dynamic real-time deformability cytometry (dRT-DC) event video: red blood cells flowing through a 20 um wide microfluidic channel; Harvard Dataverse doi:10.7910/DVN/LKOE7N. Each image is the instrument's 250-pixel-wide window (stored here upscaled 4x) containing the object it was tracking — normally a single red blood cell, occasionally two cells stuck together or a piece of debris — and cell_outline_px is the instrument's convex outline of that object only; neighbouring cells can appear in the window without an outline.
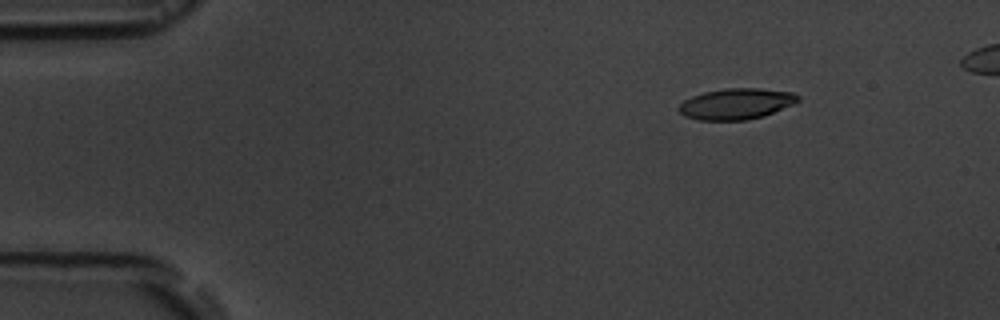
{"species": "common noctule bat (a hibernating species)", "species_latin": "Nyctalus noctula", "temperature_condition": "room temperature", "stored_images_in_passage": 7, "camera_frame_rate_fps": 3000, "um_per_image_px": 0.085, "animal": {"sex": "male", "body_mass_g": 19.5, "forearm_length_mm": 54.6}, "frame": {"image": 1, "passage_image": 1, "time_ms": 0.0, "image_size_px": [1000, 320], "cell_outline_px": [[800, 100], [792, 104], [764, 116], [748, 120], [700, 120], [684, 116], [676, 108], [684, 100], [692, 96], [704, 92], [724, 88], [760, 88], [792, 92], [800, 96]], "centroid_in_image_um": [62.57, 8.82], "position_along_channel_um": 22.4, "area_um2": 21.56}}
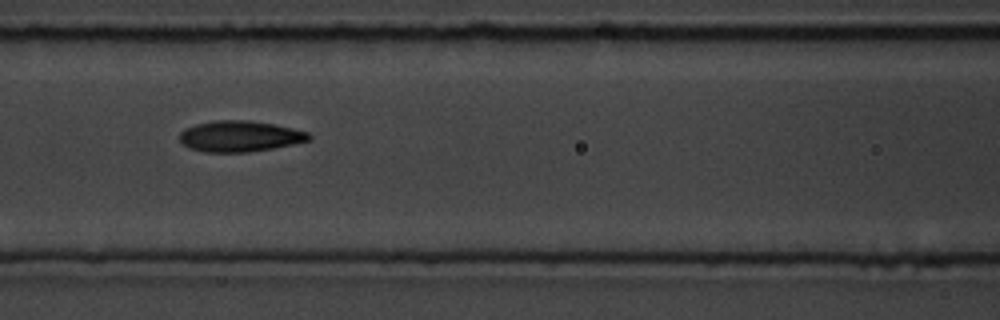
{"frame": {"image": 2, "passage_image": 6, "time_ms": 5.667, "image_size_px": [1000, 320], "cell_outline_px": [[312, 140], [272, 148], [248, 152], [204, 152], [188, 148], [180, 140], [180, 132], [184, 128], [196, 124], [216, 120], [248, 120], [272, 124], [292, 128], [308, 132], [312, 136]], "centroid_in_image_um": [20.38, 11.58], "position_along_channel_um": 146.2, "area_um2": 23.29}}
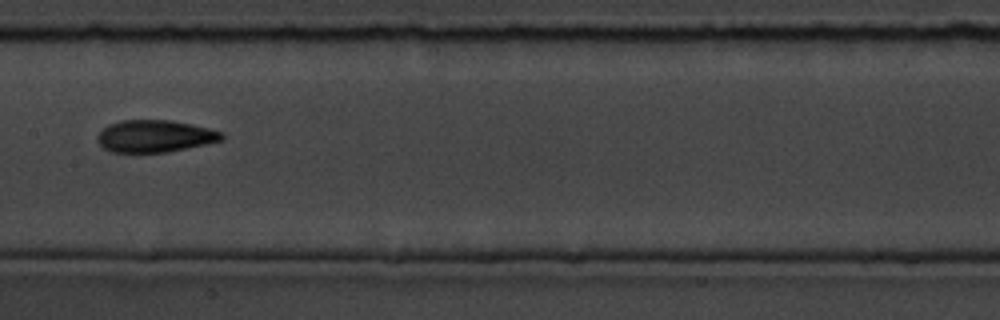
{"frame": {"image": 3, "passage_image": 7, "time_ms": 7.0, "image_size_px": [1000, 320], "cell_outline_px": [[224, 140], [164, 152], [112, 152], [104, 148], [96, 140], [96, 136], [108, 124], [120, 120], [168, 120], [192, 124], [224, 132]], "centroid_in_image_um": [13.15, 11.56], "position_along_channel_um": 194.2, "area_um2": 23.18}}